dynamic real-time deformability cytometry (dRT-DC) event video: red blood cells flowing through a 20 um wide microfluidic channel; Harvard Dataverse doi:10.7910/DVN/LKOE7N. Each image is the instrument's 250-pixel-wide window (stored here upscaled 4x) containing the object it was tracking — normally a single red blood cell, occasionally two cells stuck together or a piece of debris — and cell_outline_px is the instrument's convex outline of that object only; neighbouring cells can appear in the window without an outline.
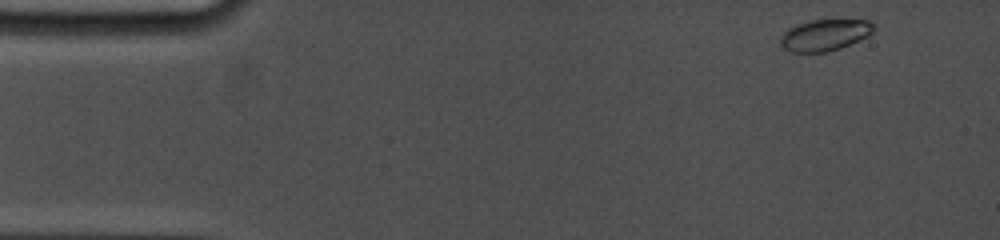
{"species": "common noctule bat (a hibernating species)", "species_latin": "Nyctalus noctula", "temperature_condition": "cold", "stored_images_in_passage": 60, "camera_frame_rate_fps": 5000, "um_per_image_px": 0.085, "animal": {"sex": "female", "body_mass_g": 19.0, "forearm_length_mm": 53.3}, "frame": {"image": 1, "passage_image": 1, "time_ms": 0.0, "image_size_px": [1000, 240], "cell_outline_px": [[876, 28], [868, 36], [840, 48], [828, 52], [792, 52], [784, 48], [780, 44], [780, 36], [788, 28], [796, 24], [812, 20], [868, 20], [876, 24]], "centroid_in_image_um": [70.11, 2.97], "position_along_channel_um": 14.9, "area_um2": 17.17}}
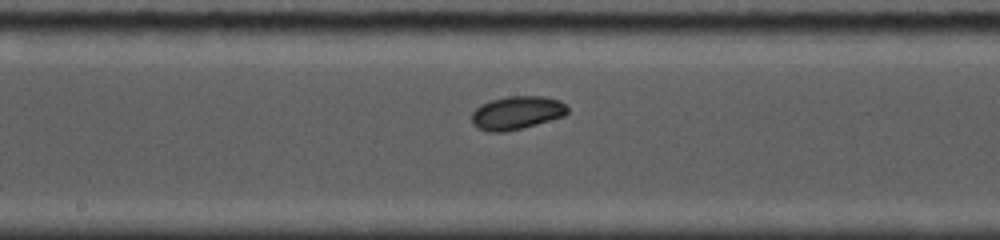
{"frame": {"image": 2, "passage_image": 28, "time_ms": 7.8, "image_size_px": [1000, 240], "cell_outline_px": [[568, 112], [564, 116], [524, 128], [504, 132], [488, 132], [472, 124], [472, 112], [480, 104], [492, 100], [508, 96], [544, 96], [560, 100], [568, 108]], "centroid_in_image_um": [43.93, 9.59], "position_along_channel_um": 204.3, "area_um2": 18.67}}
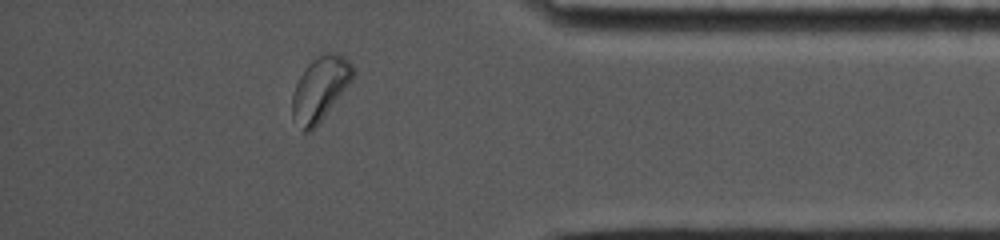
{"frame": {"image": 3, "passage_image": 52, "time_ms": 13.6, "image_size_px": [1000, 240], "cell_outline_px": [[356, 72], [352, 80], [316, 128], [312, 132], [304, 132], [292, 116], [292, 96], [296, 84], [300, 76], [308, 64], [320, 52], [336, 52], [348, 60], [352, 64]], "centroid_in_image_um": [27.22, 7.53], "position_along_channel_um": 408.0, "area_um2": 22.77}, "authors_computed_cell_mechanics": {"area_um2": 18.1781, "velocity_mm_per_s": 3.7233, "shape_relaxation_time_tau1_ms": 3.5311, "shape_relaxation_time_tau2_ms": null, "deformation_change_tau1": 0.0992, "deformation_change_tau2": null}}